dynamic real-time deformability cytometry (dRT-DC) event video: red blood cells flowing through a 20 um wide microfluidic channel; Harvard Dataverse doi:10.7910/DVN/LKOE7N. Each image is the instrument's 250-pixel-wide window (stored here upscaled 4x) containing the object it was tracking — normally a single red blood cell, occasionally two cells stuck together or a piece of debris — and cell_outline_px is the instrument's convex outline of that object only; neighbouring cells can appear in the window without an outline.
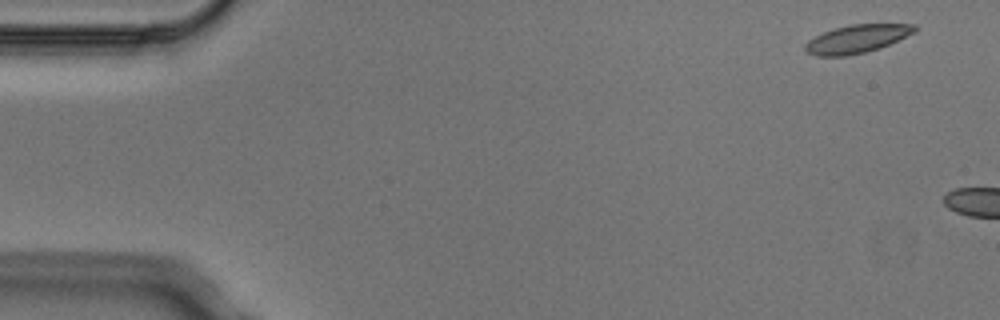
{"species": "Egyptian fruit bat (a non-hibernating species)", "species_latin": "Rousettus aegyptiacus", "temperature_condition": "cold", "stored_images_in_passage": 2, "camera_frame_rate_fps": 3000, "um_per_image_px": 0.085, "animal": {"sex": "male"}, "frame": {"image": 1, "passage_image": 1, "time_ms": 0.0, "image_size_px": [1000, 320], "cell_outline_px": [[920, 28], [916, 32], [880, 48], [848, 56], [816, 56], [808, 52], [804, 48], [804, 44], [808, 40], [832, 28], [852, 24], [916, 24]], "centroid_in_image_um": [72.87, 3.3], "position_along_channel_um": 12.1, "area_um2": 18.09}}